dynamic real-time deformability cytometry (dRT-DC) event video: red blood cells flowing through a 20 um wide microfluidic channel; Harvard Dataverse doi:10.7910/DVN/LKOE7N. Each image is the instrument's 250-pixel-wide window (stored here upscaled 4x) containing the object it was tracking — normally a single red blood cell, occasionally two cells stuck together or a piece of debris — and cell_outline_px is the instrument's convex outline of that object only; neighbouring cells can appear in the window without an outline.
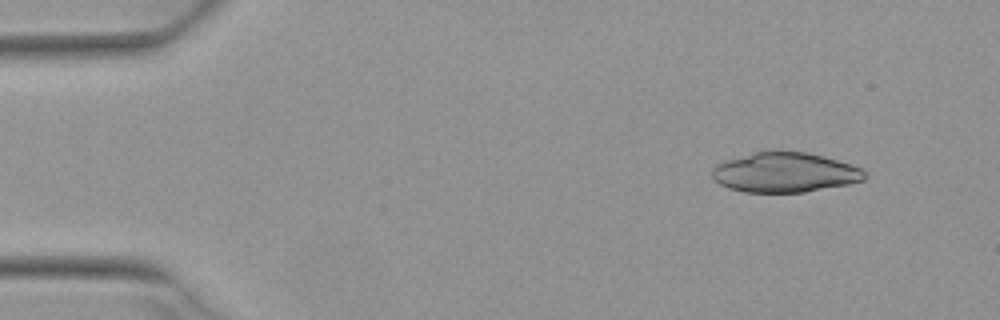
{"species": "Egyptian fruit bat (a non-hibernating species)", "species_latin": "Rousettus aegyptiacus", "temperature_condition": "warm", "stored_images_in_passage": 5, "camera_frame_rate_fps": 3000, "um_per_image_px": 0.085, "animal": {"sex": "female"}, "frame": {"image": 1, "passage_image": 1, "time_ms": 0.0, "image_size_px": [1000, 320], "cell_outline_px": [[868, 176], [864, 180], [848, 184], [804, 192], [744, 192], [728, 188], [720, 184], [712, 176], [712, 168], [716, 164], [724, 160], [756, 152], [776, 148], [804, 152], [824, 156], [852, 164], [864, 168]], "centroid_in_image_um": [66.73, 14.63], "position_along_channel_um": 18.3, "area_um2": 36.07}}